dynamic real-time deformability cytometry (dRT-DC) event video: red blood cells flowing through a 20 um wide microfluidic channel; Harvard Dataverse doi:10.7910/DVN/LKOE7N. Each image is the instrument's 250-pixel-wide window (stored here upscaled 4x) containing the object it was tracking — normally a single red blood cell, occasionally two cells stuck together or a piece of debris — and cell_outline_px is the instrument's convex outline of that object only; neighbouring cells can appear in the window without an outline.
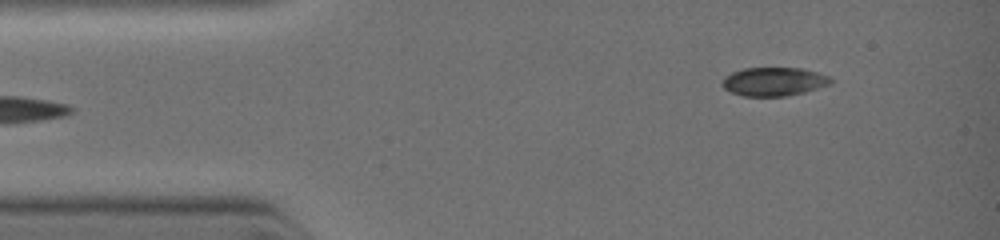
{"species": "common noctule bat (a hibernating species)", "species_latin": "Nyctalus noctula", "temperature_condition": "warm", "stored_images_in_passage": 7, "segment_of_instrument_passage": [2, 2], "camera_frame_rate_fps": 3000, "um_per_image_px": 0.085, "animal": {"sex": "female", "body_mass_g": 19.0, "forearm_length_mm": 51.5}, "frame": {"image": 1, "passage_image": 7, "time_ms": 3.333, "image_size_px": [1000, 240], "cell_outline_px": [[832, 80], [828, 84], [804, 92], [788, 96], [744, 96], [732, 92], [724, 88], [720, 84], [724, 76], [732, 72], [744, 68], [804, 68], [832, 76]], "centroid_in_image_um": [65.77, 6.92], "position_along_channel_um": 19.2, "area_um2": 18.15}}